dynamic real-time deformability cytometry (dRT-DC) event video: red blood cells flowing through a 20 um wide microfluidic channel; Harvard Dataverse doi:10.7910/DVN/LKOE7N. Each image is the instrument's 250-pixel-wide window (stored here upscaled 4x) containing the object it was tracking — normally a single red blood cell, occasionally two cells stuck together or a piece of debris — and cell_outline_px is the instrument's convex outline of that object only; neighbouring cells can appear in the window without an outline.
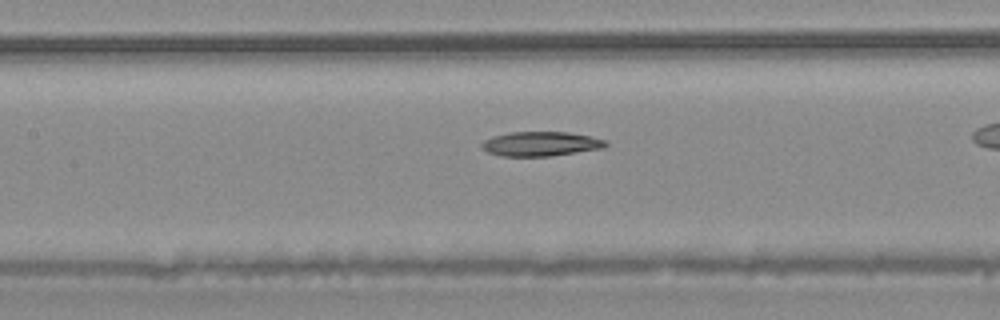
{"species": "common noctule bat (a hibernating species)", "species_latin": "Nyctalus noctula", "temperature_condition": "warm", "stored_images_in_passage": 39, "camera_frame_rate_fps": 3000, "um_per_image_px": 0.085, "animal": {"sex": "male", "body_mass_g": 20.4}, "frame": {"image": 1, "passage_image": 23, "time_ms": 7.333, "image_size_px": [1000, 320], "cell_outline_px": [[608, 144], [604, 148], [552, 156], [500, 156], [488, 152], [480, 144], [484, 140], [492, 136], [512, 132], [568, 132], [608, 140]], "centroid_in_image_um": [45.99, 12.23], "position_along_channel_um": 161.4, "area_um2": 17.69}}